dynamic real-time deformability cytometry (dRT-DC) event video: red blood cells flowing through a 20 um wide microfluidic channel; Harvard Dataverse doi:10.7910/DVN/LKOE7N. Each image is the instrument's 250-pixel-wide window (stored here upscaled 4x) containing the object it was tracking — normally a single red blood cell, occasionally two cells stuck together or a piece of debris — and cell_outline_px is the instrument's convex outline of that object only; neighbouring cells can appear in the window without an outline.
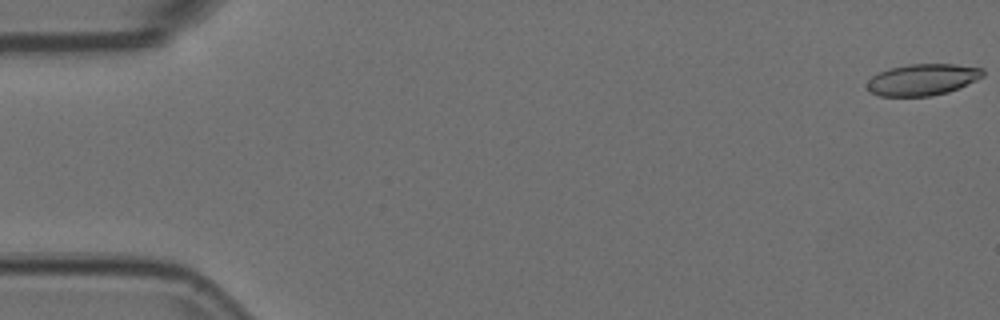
{"species": "Egyptian fruit bat (a non-hibernating species)", "species_latin": "Rousettus aegyptiacus", "temperature_condition": "room temperature", "stored_images_in_passage": 55, "camera_frame_rate_fps": 3000, "um_per_image_px": 0.085, "animal": {"sex": "female"}, "frame": {"image": 1, "passage_image": 1, "time_ms": 0.0, "image_size_px": [1000, 320], "cell_outline_px": [[984, 76], [960, 88], [948, 92], [932, 96], [880, 96], [872, 92], [868, 88], [868, 80], [872, 76], [888, 68], [908, 64], [956, 64], [984, 68]], "centroid_in_image_um": [78.46, 6.76], "position_along_channel_um": 6.5, "area_um2": 21.33}}
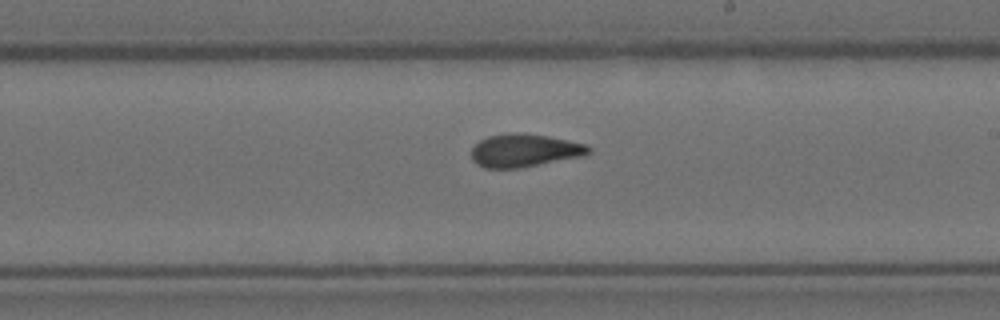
{"frame": {"image": 2, "passage_image": 32, "time_ms": 10.333, "image_size_px": [1000, 320], "cell_outline_px": [[592, 152], [584, 156], [520, 168], [484, 168], [476, 164], [472, 160], [472, 148], [480, 140], [488, 136], [512, 132], [524, 132], [548, 136], [588, 144], [592, 148]], "centroid_in_image_um": [44.61, 12.78], "position_along_channel_um": 244.4, "area_um2": 22.89}}
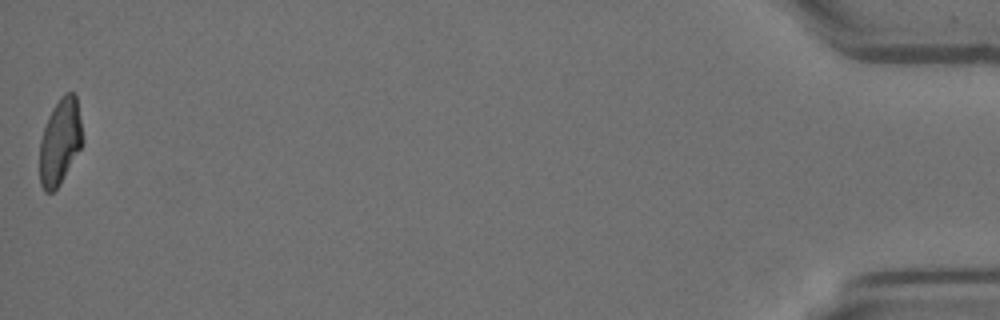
{"frame": {"image": 3, "passage_image": 55, "time_ms": 18.0, "image_size_px": [1000, 320], "cell_outline_px": [[84, 140], [80, 148], [60, 184], [52, 192], [44, 192], [40, 184], [40, 140], [48, 116], [52, 108], [60, 96], [64, 92], [72, 92], [76, 96]], "centroid_in_image_um": [5.1, 12.02], "position_along_channel_um": 430.1, "area_um2": 21.44}, "authors_computed_cell_mechanics": {"area_um2": 22.1952, "velocity_mm_per_s": 3.7194, "shape_relaxation_time_tau1_ms": 9.5071, "shape_relaxation_time_tau2_ms": 1.8779, "deformation_change_tau1": 0.2426, "deformation_change_tau2": 0.0789}}